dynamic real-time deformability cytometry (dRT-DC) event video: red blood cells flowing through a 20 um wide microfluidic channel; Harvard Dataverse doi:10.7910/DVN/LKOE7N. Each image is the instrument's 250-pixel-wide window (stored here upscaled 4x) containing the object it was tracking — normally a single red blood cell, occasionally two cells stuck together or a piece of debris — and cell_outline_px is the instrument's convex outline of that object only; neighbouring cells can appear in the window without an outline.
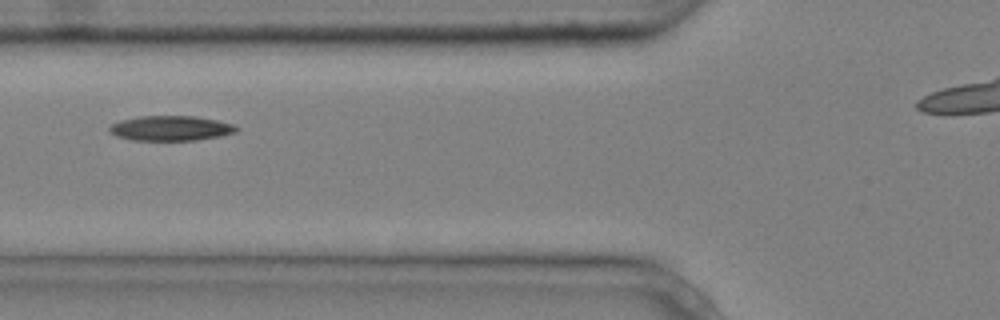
{"species": "common noctule bat (a hibernating species)", "species_latin": "Nyctalus noctula", "temperature_condition": "cold", "stored_images_in_passage": 6, "camera_frame_rate_fps": 3000, "um_per_image_px": 0.085, "animal": {"sex": "male", "body_mass_g": 20.4}, "frame": {"image": 1, "passage_image": 4, "time_ms": 1.0, "image_size_px": [1000, 320], "cell_outline_px": [[240, 128], [236, 132], [220, 136], [196, 140], [132, 140], [116, 136], [108, 132], [108, 128], [112, 124], [120, 120], [140, 116], [196, 116], [216, 120], [232, 124]], "centroid_in_image_um": [14.49, 10.9], "position_along_channel_um": 111.3, "area_um2": 18.5}}